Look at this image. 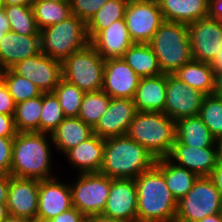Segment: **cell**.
Returning a JSON list of instances; mask_svg holds the SVG:
<instances>
[{
    "mask_svg": "<svg viewBox=\"0 0 222 222\" xmlns=\"http://www.w3.org/2000/svg\"><path fill=\"white\" fill-rule=\"evenodd\" d=\"M105 59L89 44L62 62V78L83 92L102 90Z\"/></svg>",
    "mask_w": 222,
    "mask_h": 222,
    "instance_id": "7",
    "label": "cell"
},
{
    "mask_svg": "<svg viewBox=\"0 0 222 222\" xmlns=\"http://www.w3.org/2000/svg\"><path fill=\"white\" fill-rule=\"evenodd\" d=\"M176 165L187 168L198 177H210L218 165L215 147H191L175 142L168 157Z\"/></svg>",
    "mask_w": 222,
    "mask_h": 222,
    "instance_id": "19",
    "label": "cell"
},
{
    "mask_svg": "<svg viewBox=\"0 0 222 222\" xmlns=\"http://www.w3.org/2000/svg\"><path fill=\"white\" fill-rule=\"evenodd\" d=\"M10 31L21 35H39L32 6L10 5L4 7Z\"/></svg>",
    "mask_w": 222,
    "mask_h": 222,
    "instance_id": "34",
    "label": "cell"
},
{
    "mask_svg": "<svg viewBox=\"0 0 222 222\" xmlns=\"http://www.w3.org/2000/svg\"><path fill=\"white\" fill-rule=\"evenodd\" d=\"M39 44L41 53L62 63L90 44L86 22L71 15L66 20L41 30Z\"/></svg>",
    "mask_w": 222,
    "mask_h": 222,
    "instance_id": "6",
    "label": "cell"
},
{
    "mask_svg": "<svg viewBox=\"0 0 222 222\" xmlns=\"http://www.w3.org/2000/svg\"><path fill=\"white\" fill-rule=\"evenodd\" d=\"M210 178L213 180L216 188L222 195V163H218V165L212 171Z\"/></svg>",
    "mask_w": 222,
    "mask_h": 222,
    "instance_id": "46",
    "label": "cell"
},
{
    "mask_svg": "<svg viewBox=\"0 0 222 222\" xmlns=\"http://www.w3.org/2000/svg\"><path fill=\"white\" fill-rule=\"evenodd\" d=\"M5 7L3 0H0V11Z\"/></svg>",
    "mask_w": 222,
    "mask_h": 222,
    "instance_id": "57",
    "label": "cell"
},
{
    "mask_svg": "<svg viewBox=\"0 0 222 222\" xmlns=\"http://www.w3.org/2000/svg\"><path fill=\"white\" fill-rule=\"evenodd\" d=\"M140 79L123 58L105 60L102 90L111 98L133 100Z\"/></svg>",
    "mask_w": 222,
    "mask_h": 222,
    "instance_id": "16",
    "label": "cell"
},
{
    "mask_svg": "<svg viewBox=\"0 0 222 222\" xmlns=\"http://www.w3.org/2000/svg\"><path fill=\"white\" fill-rule=\"evenodd\" d=\"M84 218L85 216L81 212L72 207L53 219L44 222H81Z\"/></svg>",
    "mask_w": 222,
    "mask_h": 222,
    "instance_id": "43",
    "label": "cell"
},
{
    "mask_svg": "<svg viewBox=\"0 0 222 222\" xmlns=\"http://www.w3.org/2000/svg\"><path fill=\"white\" fill-rule=\"evenodd\" d=\"M136 112L132 99L111 98L107 111L93 127V133L103 139L124 136Z\"/></svg>",
    "mask_w": 222,
    "mask_h": 222,
    "instance_id": "17",
    "label": "cell"
},
{
    "mask_svg": "<svg viewBox=\"0 0 222 222\" xmlns=\"http://www.w3.org/2000/svg\"><path fill=\"white\" fill-rule=\"evenodd\" d=\"M34 1H42V0H34ZM50 1H58V2H61V1H69V0H50Z\"/></svg>",
    "mask_w": 222,
    "mask_h": 222,
    "instance_id": "58",
    "label": "cell"
},
{
    "mask_svg": "<svg viewBox=\"0 0 222 222\" xmlns=\"http://www.w3.org/2000/svg\"><path fill=\"white\" fill-rule=\"evenodd\" d=\"M10 69L31 80L42 93H53L62 79V63L41 52L18 62Z\"/></svg>",
    "mask_w": 222,
    "mask_h": 222,
    "instance_id": "13",
    "label": "cell"
},
{
    "mask_svg": "<svg viewBox=\"0 0 222 222\" xmlns=\"http://www.w3.org/2000/svg\"><path fill=\"white\" fill-rule=\"evenodd\" d=\"M16 133L13 116L0 113V137L14 138Z\"/></svg>",
    "mask_w": 222,
    "mask_h": 222,
    "instance_id": "42",
    "label": "cell"
},
{
    "mask_svg": "<svg viewBox=\"0 0 222 222\" xmlns=\"http://www.w3.org/2000/svg\"><path fill=\"white\" fill-rule=\"evenodd\" d=\"M133 101L138 112H164L166 74L141 78Z\"/></svg>",
    "mask_w": 222,
    "mask_h": 222,
    "instance_id": "23",
    "label": "cell"
},
{
    "mask_svg": "<svg viewBox=\"0 0 222 222\" xmlns=\"http://www.w3.org/2000/svg\"><path fill=\"white\" fill-rule=\"evenodd\" d=\"M105 139L93 134L90 138L80 143L65 153L69 166L77 174L99 172L103 162Z\"/></svg>",
    "mask_w": 222,
    "mask_h": 222,
    "instance_id": "22",
    "label": "cell"
},
{
    "mask_svg": "<svg viewBox=\"0 0 222 222\" xmlns=\"http://www.w3.org/2000/svg\"><path fill=\"white\" fill-rule=\"evenodd\" d=\"M16 103L8 91L6 84L0 81V113L14 116Z\"/></svg>",
    "mask_w": 222,
    "mask_h": 222,
    "instance_id": "41",
    "label": "cell"
},
{
    "mask_svg": "<svg viewBox=\"0 0 222 222\" xmlns=\"http://www.w3.org/2000/svg\"><path fill=\"white\" fill-rule=\"evenodd\" d=\"M122 58L140 78L163 74L149 44L134 43L126 50Z\"/></svg>",
    "mask_w": 222,
    "mask_h": 222,
    "instance_id": "29",
    "label": "cell"
},
{
    "mask_svg": "<svg viewBox=\"0 0 222 222\" xmlns=\"http://www.w3.org/2000/svg\"><path fill=\"white\" fill-rule=\"evenodd\" d=\"M42 95L16 104L14 125L17 132H40Z\"/></svg>",
    "mask_w": 222,
    "mask_h": 222,
    "instance_id": "32",
    "label": "cell"
},
{
    "mask_svg": "<svg viewBox=\"0 0 222 222\" xmlns=\"http://www.w3.org/2000/svg\"><path fill=\"white\" fill-rule=\"evenodd\" d=\"M126 135L146 148L155 159L169 157L176 141V121L164 112H136Z\"/></svg>",
    "mask_w": 222,
    "mask_h": 222,
    "instance_id": "4",
    "label": "cell"
},
{
    "mask_svg": "<svg viewBox=\"0 0 222 222\" xmlns=\"http://www.w3.org/2000/svg\"><path fill=\"white\" fill-rule=\"evenodd\" d=\"M214 94L222 97V70L214 71Z\"/></svg>",
    "mask_w": 222,
    "mask_h": 222,
    "instance_id": "48",
    "label": "cell"
},
{
    "mask_svg": "<svg viewBox=\"0 0 222 222\" xmlns=\"http://www.w3.org/2000/svg\"><path fill=\"white\" fill-rule=\"evenodd\" d=\"M34 0H3L5 6L10 5H25L32 6Z\"/></svg>",
    "mask_w": 222,
    "mask_h": 222,
    "instance_id": "50",
    "label": "cell"
},
{
    "mask_svg": "<svg viewBox=\"0 0 222 222\" xmlns=\"http://www.w3.org/2000/svg\"><path fill=\"white\" fill-rule=\"evenodd\" d=\"M128 1L129 0H108L102 5L96 14L86 23L90 41L114 21L124 18Z\"/></svg>",
    "mask_w": 222,
    "mask_h": 222,
    "instance_id": "31",
    "label": "cell"
},
{
    "mask_svg": "<svg viewBox=\"0 0 222 222\" xmlns=\"http://www.w3.org/2000/svg\"><path fill=\"white\" fill-rule=\"evenodd\" d=\"M2 81L16 104L43 94L31 80L15 74L11 69L3 70Z\"/></svg>",
    "mask_w": 222,
    "mask_h": 222,
    "instance_id": "35",
    "label": "cell"
},
{
    "mask_svg": "<svg viewBox=\"0 0 222 222\" xmlns=\"http://www.w3.org/2000/svg\"><path fill=\"white\" fill-rule=\"evenodd\" d=\"M211 66L214 69V71L222 70V48L220 49V51L217 54L216 58L211 63Z\"/></svg>",
    "mask_w": 222,
    "mask_h": 222,
    "instance_id": "51",
    "label": "cell"
},
{
    "mask_svg": "<svg viewBox=\"0 0 222 222\" xmlns=\"http://www.w3.org/2000/svg\"><path fill=\"white\" fill-rule=\"evenodd\" d=\"M93 128L79 117H66L59 126L51 132L53 148L65 154L93 135Z\"/></svg>",
    "mask_w": 222,
    "mask_h": 222,
    "instance_id": "25",
    "label": "cell"
},
{
    "mask_svg": "<svg viewBox=\"0 0 222 222\" xmlns=\"http://www.w3.org/2000/svg\"><path fill=\"white\" fill-rule=\"evenodd\" d=\"M163 74H174L193 60L188 26L164 20L148 43Z\"/></svg>",
    "mask_w": 222,
    "mask_h": 222,
    "instance_id": "5",
    "label": "cell"
},
{
    "mask_svg": "<svg viewBox=\"0 0 222 222\" xmlns=\"http://www.w3.org/2000/svg\"><path fill=\"white\" fill-rule=\"evenodd\" d=\"M156 163L155 157L127 135L105 139L99 173L112 179H135Z\"/></svg>",
    "mask_w": 222,
    "mask_h": 222,
    "instance_id": "2",
    "label": "cell"
},
{
    "mask_svg": "<svg viewBox=\"0 0 222 222\" xmlns=\"http://www.w3.org/2000/svg\"><path fill=\"white\" fill-rule=\"evenodd\" d=\"M187 26L193 60L211 64L222 48V20L207 16Z\"/></svg>",
    "mask_w": 222,
    "mask_h": 222,
    "instance_id": "12",
    "label": "cell"
},
{
    "mask_svg": "<svg viewBox=\"0 0 222 222\" xmlns=\"http://www.w3.org/2000/svg\"><path fill=\"white\" fill-rule=\"evenodd\" d=\"M90 218L92 222H126L112 219L110 216L104 215L103 213L92 215Z\"/></svg>",
    "mask_w": 222,
    "mask_h": 222,
    "instance_id": "49",
    "label": "cell"
},
{
    "mask_svg": "<svg viewBox=\"0 0 222 222\" xmlns=\"http://www.w3.org/2000/svg\"><path fill=\"white\" fill-rule=\"evenodd\" d=\"M222 195L210 177H198L192 189L177 201L175 222H198L219 214Z\"/></svg>",
    "mask_w": 222,
    "mask_h": 222,
    "instance_id": "8",
    "label": "cell"
},
{
    "mask_svg": "<svg viewBox=\"0 0 222 222\" xmlns=\"http://www.w3.org/2000/svg\"><path fill=\"white\" fill-rule=\"evenodd\" d=\"M206 95L195 90L173 74H166V104L164 113L172 120L198 116Z\"/></svg>",
    "mask_w": 222,
    "mask_h": 222,
    "instance_id": "11",
    "label": "cell"
},
{
    "mask_svg": "<svg viewBox=\"0 0 222 222\" xmlns=\"http://www.w3.org/2000/svg\"><path fill=\"white\" fill-rule=\"evenodd\" d=\"M90 44L106 60L122 58L126 50L134 44L132 41L125 18L114 21L107 28L101 30Z\"/></svg>",
    "mask_w": 222,
    "mask_h": 222,
    "instance_id": "21",
    "label": "cell"
},
{
    "mask_svg": "<svg viewBox=\"0 0 222 222\" xmlns=\"http://www.w3.org/2000/svg\"><path fill=\"white\" fill-rule=\"evenodd\" d=\"M111 97L103 90L85 92L78 117L92 128L107 111Z\"/></svg>",
    "mask_w": 222,
    "mask_h": 222,
    "instance_id": "33",
    "label": "cell"
},
{
    "mask_svg": "<svg viewBox=\"0 0 222 222\" xmlns=\"http://www.w3.org/2000/svg\"><path fill=\"white\" fill-rule=\"evenodd\" d=\"M9 215L6 203H0V222L4 221Z\"/></svg>",
    "mask_w": 222,
    "mask_h": 222,
    "instance_id": "55",
    "label": "cell"
},
{
    "mask_svg": "<svg viewBox=\"0 0 222 222\" xmlns=\"http://www.w3.org/2000/svg\"><path fill=\"white\" fill-rule=\"evenodd\" d=\"M49 136V137H48ZM53 142L50 134L17 132L12 147L10 175L18 178L45 180L53 175Z\"/></svg>",
    "mask_w": 222,
    "mask_h": 222,
    "instance_id": "1",
    "label": "cell"
},
{
    "mask_svg": "<svg viewBox=\"0 0 222 222\" xmlns=\"http://www.w3.org/2000/svg\"><path fill=\"white\" fill-rule=\"evenodd\" d=\"M209 17L222 20V0H209Z\"/></svg>",
    "mask_w": 222,
    "mask_h": 222,
    "instance_id": "45",
    "label": "cell"
},
{
    "mask_svg": "<svg viewBox=\"0 0 222 222\" xmlns=\"http://www.w3.org/2000/svg\"><path fill=\"white\" fill-rule=\"evenodd\" d=\"M108 0H69L71 14L86 23Z\"/></svg>",
    "mask_w": 222,
    "mask_h": 222,
    "instance_id": "39",
    "label": "cell"
},
{
    "mask_svg": "<svg viewBox=\"0 0 222 222\" xmlns=\"http://www.w3.org/2000/svg\"><path fill=\"white\" fill-rule=\"evenodd\" d=\"M65 118L63 109L55 94L43 93L40 132L51 134Z\"/></svg>",
    "mask_w": 222,
    "mask_h": 222,
    "instance_id": "36",
    "label": "cell"
},
{
    "mask_svg": "<svg viewBox=\"0 0 222 222\" xmlns=\"http://www.w3.org/2000/svg\"><path fill=\"white\" fill-rule=\"evenodd\" d=\"M134 181L137 186V222H175L177 201L162 172L154 165Z\"/></svg>",
    "mask_w": 222,
    "mask_h": 222,
    "instance_id": "3",
    "label": "cell"
},
{
    "mask_svg": "<svg viewBox=\"0 0 222 222\" xmlns=\"http://www.w3.org/2000/svg\"><path fill=\"white\" fill-rule=\"evenodd\" d=\"M39 181L10 175L6 203L9 215L25 217L36 222Z\"/></svg>",
    "mask_w": 222,
    "mask_h": 222,
    "instance_id": "18",
    "label": "cell"
},
{
    "mask_svg": "<svg viewBox=\"0 0 222 222\" xmlns=\"http://www.w3.org/2000/svg\"><path fill=\"white\" fill-rule=\"evenodd\" d=\"M10 31V24L4 10L0 11V40L3 38L5 33Z\"/></svg>",
    "mask_w": 222,
    "mask_h": 222,
    "instance_id": "47",
    "label": "cell"
},
{
    "mask_svg": "<svg viewBox=\"0 0 222 222\" xmlns=\"http://www.w3.org/2000/svg\"><path fill=\"white\" fill-rule=\"evenodd\" d=\"M134 43L148 44L164 21L157 0H129L124 15Z\"/></svg>",
    "mask_w": 222,
    "mask_h": 222,
    "instance_id": "10",
    "label": "cell"
},
{
    "mask_svg": "<svg viewBox=\"0 0 222 222\" xmlns=\"http://www.w3.org/2000/svg\"><path fill=\"white\" fill-rule=\"evenodd\" d=\"M191 147H215V138L198 116L176 121V141Z\"/></svg>",
    "mask_w": 222,
    "mask_h": 222,
    "instance_id": "27",
    "label": "cell"
},
{
    "mask_svg": "<svg viewBox=\"0 0 222 222\" xmlns=\"http://www.w3.org/2000/svg\"><path fill=\"white\" fill-rule=\"evenodd\" d=\"M198 222H222V216L220 213L214 214L211 216H207Z\"/></svg>",
    "mask_w": 222,
    "mask_h": 222,
    "instance_id": "54",
    "label": "cell"
},
{
    "mask_svg": "<svg viewBox=\"0 0 222 222\" xmlns=\"http://www.w3.org/2000/svg\"><path fill=\"white\" fill-rule=\"evenodd\" d=\"M72 207L69 183L60 182L57 176L39 181L36 222L51 220Z\"/></svg>",
    "mask_w": 222,
    "mask_h": 222,
    "instance_id": "14",
    "label": "cell"
},
{
    "mask_svg": "<svg viewBox=\"0 0 222 222\" xmlns=\"http://www.w3.org/2000/svg\"><path fill=\"white\" fill-rule=\"evenodd\" d=\"M10 174L0 173V203H7Z\"/></svg>",
    "mask_w": 222,
    "mask_h": 222,
    "instance_id": "44",
    "label": "cell"
},
{
    "mask_svg": "<svg viewBox=\"0 0 222 222\" xmlns=\"http://www.w3.org/2000/svg\"><path fill=\"white\" fill-rule=\"evenodd\" d=\"M53 93L58 98L65 117H78L85 92L62 78Z\"/></svg>",
    "mask_w": 222,
    "mask_h": 222,
    "instance_id": "37",
    "label": "cell"
},
{
    "mask_svg": "<svg viewBox=\"0 0 222 222\" xmlns=\"http://www.w3.org/2000/svg\"><path fill=\"white\" fill-rule=\"evenodd\" d=\"M112 219L137 222V186L134 179H112L111 188L102 212Z\"/></svg>",
    "mask_w": 222,
    "mask_h": 222,
    "instance_id": "15",
    "label": "cell"
},
{
    "mask_svg": "<svg viewBox=\"0 0 222 222\" xmlns=\"http://www.w3.org/2000/svg\"><path fill=\"white\" fill-rule=\"evenodd\" d=\"M173 75L205 95L214 94L215 72L210 63L191 60Z\"/></svg>",
    "mask_w": 222,
    "mask_h": 222,
    "instance_id": "28",
    "label": "cell"
},
{
    "mask_svg": "<svg viewBox=\"0 0 222 222\" xmlns=\"http://www.w3.org/2000/svg\"><path fill=\"white\" fill-rule=\"evenodd\" d=\"M32 9L39 31L62 22L72 15L69 1H33Z\"/></svg>",
    "mask_w": 222,
    "mask_h": 222,
    "instance_id": "30",
    "label": "cell"
},
{
    "mask_svg": "<svg viewBox=\"0 0 222 222\" xmlns=\"http://www.w3.org/2000/svg\"><path fill=\"white\" fill-rule=\"evenodd\" d=\"M81 222H92L90 217H85Z\"/></svg>",
    "mask_w": 222,
    "mask_h": 222,
    "instance_id": "56",
    "label": "cell"
},
{
    "mask_svg": "<svg viewBox=\"0 0 222 222\" xmlns=\"http://www.w3.org/2000/svg\"><path fill=\"white\" fill-rule=\"evenodd\" d=\"M163 19L189 25L209 14V0H157Z\"/></svg>",
    "mask_w": 222,
    "mask_h": 222,
    "instance_id": "24",
    "label": "cell"
},
{
    "mask_svg": "<svg viewBox=\"0 0 222 222\" xmlns=\"http://www.w3.org/2000/svg\"><path fill=\"white\" fill-rule=\"evenodd\" d=\"M215 148L218 163H222V135L215 139Z\"/></svg>",
    "mask_w": 222,
    "mask_h": 222,
    "instance_id": "52",
    "label": "cell"
},
{
    "mask_svg": "<svg viewBox=\"0 0 222 222\" xmlns=\"http://www.w3.org/2000/svg\"><path fill=\"white\" fill-rule=\"evenodd\" d=\"M199 117L216 139L222 135V97L209 94L203 99Z\"/></svg>",
    "mask_w": 222,
    "mask_h": 222,
    "instance_id": "38",
    "label": "cell"
},
{
    "mask_svg": "<svg viewBox=\"0 0 222 222\" xmlns=\"http://www.w3.org/2000/svg\"><path fill=\"white\" fill-rule=\"evenodd\" d=\"M155 166L164 175L166 185L176 201L183 198L198 179L195 173L176 165L168 157L157 159Z\"/></svg>",
    "mask_w": 222,
    "mask_h": 222,
    "instance_id": "26",
    "label": "cell"
},
{
    "mask_svg": "<svg viewBox=\"0 0 222 222\" xmlns=\"http://www.w3.org/2000/svg\"><path fill=\"white\" fill-rule=\"evenodd\" d=\"M3 69L0 67V81L2 80Z\"/></svg>",
    "mask_w": 222,
    "mask_h": 222,
    "instance_id": "59",
    "label": "cell"
},
{
    "mask_svg": "<svg viewBox=\"0 0 222 222\" xmlns=\"http://www.w3.org/2000/svg\"><path fill=\"white\" fill-rule=\"evenodd\" d=\"M40 53L39 35L8 31L0 40V67L10 69L18 62Z\"/></svg>",
    "mask_w": 222,
    "mask_h": 222,
    "instance_id": "20",
    "label": "cell"
},
{
    "mask_svg": "<svg viewBox=\"0 0 222 222\" xmlns=\"http://www.w3.org/2000/svg\"><path fill=\"white\" fill-rule=\"evenodd\" d=\"M14 138L0 137V173L10 174Z\"/></svg>",
    "mask_w": 222,
    "mask_h": 222,
    "instance_id": "40",
    "label": "cell"
},
{
    "mask_svg": "<svg viewBox=\"0 0 222 222\" xmlns=\"http://www.w3.org/2000/svg\"><path fill=\"white\" fill-rule=\"evenodd\" d=\"M2 222H33V221L25 217L8 215V217Z\"/></svg>",
    "mask_w": 222,
    "mask_h": 222,
    "instance_id": "53",
    "label": "cell"
},
{
    "mask_svg": "<svg viewBox=\"0 0 222 222\" xmlns=\"http://www.w3.org/2000/svg\"><path fill=\"white\" fill-rule=\"evenodd\" d=\"M70 183L72 203L85 217L102 213L111 188V178L99 173L77 174Z\"/></svg>",
    "mask_w": 222,
    "mask_h": 222,
    "instance_id": "9",
    "label": "cell"
}]
</instances>
